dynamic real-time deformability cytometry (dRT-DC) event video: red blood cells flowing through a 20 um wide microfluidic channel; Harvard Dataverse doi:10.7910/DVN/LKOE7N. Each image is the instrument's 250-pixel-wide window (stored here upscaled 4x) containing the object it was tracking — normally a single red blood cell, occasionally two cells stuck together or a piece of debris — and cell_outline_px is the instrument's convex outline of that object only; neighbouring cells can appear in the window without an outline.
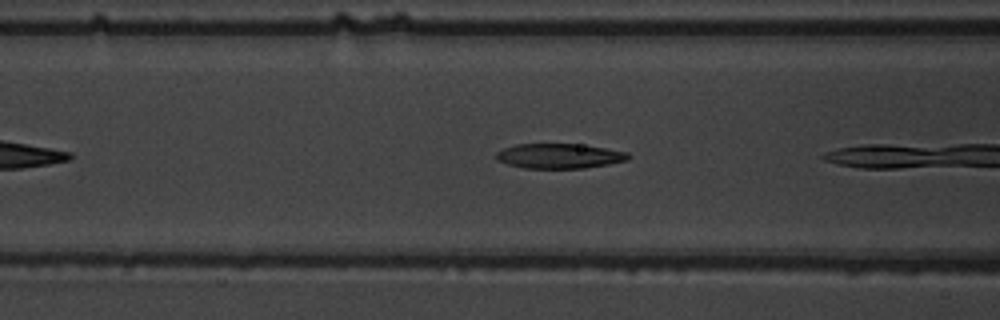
{"species": "common noctule bat (a hibernating species)", "species_latin": "Nyctalus noctula", "temperature_condition": "warm", "stored_images_in_passage": 5, "camera_frame_rate_fps": 3000, "um_per_image_px": 0.085, "animal": {"sex": "male", "body_mass_g": 19.5, "forearm_length_mm": 54.6}, "frame": {"image": 1, "passage_image": 4, "time_ms": 1.0, "image_size_px": [1000, 320], "cell_outline_px": [[632, 156], [628, 160], [608, 164], [584, 168], [524, 168], [508, 164], [496, 160], [496, 152], [504, 148], [516, 144], [572, 144], [604, 148], [628, 152]], "centroid_in_image_um": [47.53, 13.26], "position_along_channel_um": 119.1, "area_um2": 19.02}}